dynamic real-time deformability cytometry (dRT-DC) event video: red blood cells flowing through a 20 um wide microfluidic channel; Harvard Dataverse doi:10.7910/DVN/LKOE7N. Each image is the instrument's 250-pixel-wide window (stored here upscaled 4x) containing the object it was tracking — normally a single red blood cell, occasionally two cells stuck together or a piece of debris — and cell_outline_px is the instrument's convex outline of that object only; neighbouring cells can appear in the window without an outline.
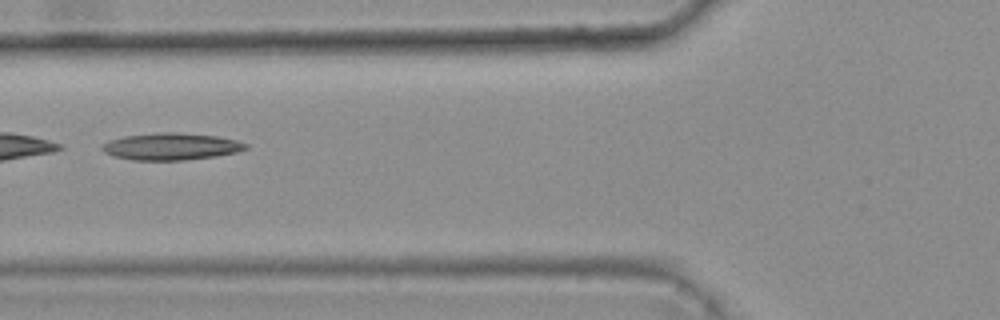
{"species": "common noctule bat (a hibernating species)", "species_latin": "Nyctalus noctula", "temperature_condition": "warm", "stored_images_in_passage": 5, "camera_frame_rate_fps": 3000, "um_per_image_px": 0.085, "animal": {"sex": "female", "body_mass_g": 25.1}, "frame": {"image": 1, "passage_image": 5, "time_ms": 1.333, "image_size_px": [1000, 320], "cell_outline_px": [[248, 148], [236, 152], [216, 156], [184, 160], [132, 160], [112, 156], [104, 152], [100, 148], [108, 140], [124, 136], [156, 132], [176, 132], [216, 136], [236, 140], [248, 144]], "centroid_in_image_um": [14.51, 12.45], "position_along_channel_um": 111.3, "area_um2": 22.66}}